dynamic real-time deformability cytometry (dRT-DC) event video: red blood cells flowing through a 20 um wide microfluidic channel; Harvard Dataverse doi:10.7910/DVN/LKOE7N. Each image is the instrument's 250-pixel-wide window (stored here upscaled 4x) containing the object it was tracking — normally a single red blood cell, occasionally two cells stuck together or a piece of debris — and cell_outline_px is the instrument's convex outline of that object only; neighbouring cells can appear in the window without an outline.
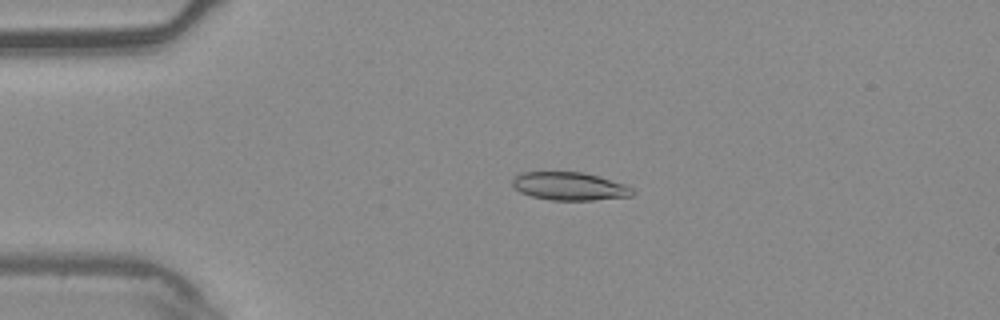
{"species": "common noctule bat (a hibernating species)", "species_latin": "Nyctalus noctula", "temperature_condition": "warm", "stored_images_in_passage": 5, "camera_frame_rate_fps": 3000, "um_per_image_px": 0.085, "animal": {"sex": "male", "body_mass_g": 20.4}, "frame": {"image": 1, "passage_image": 4, "time_ms": 1.0, "image_size_px": [1000, 320], "cell_outline_px": [[636, 192], [632, 196], [592, 200], [552, 200], [532, 196], [520, 192], [512, 184], [512, 180], [520, 172], [584, 172], [624, 184], [632, 188]], "centroid_in_image_um": [48.42, 15.83], "position_along_channel_um": 36.6, "area_um2": 19.54}}